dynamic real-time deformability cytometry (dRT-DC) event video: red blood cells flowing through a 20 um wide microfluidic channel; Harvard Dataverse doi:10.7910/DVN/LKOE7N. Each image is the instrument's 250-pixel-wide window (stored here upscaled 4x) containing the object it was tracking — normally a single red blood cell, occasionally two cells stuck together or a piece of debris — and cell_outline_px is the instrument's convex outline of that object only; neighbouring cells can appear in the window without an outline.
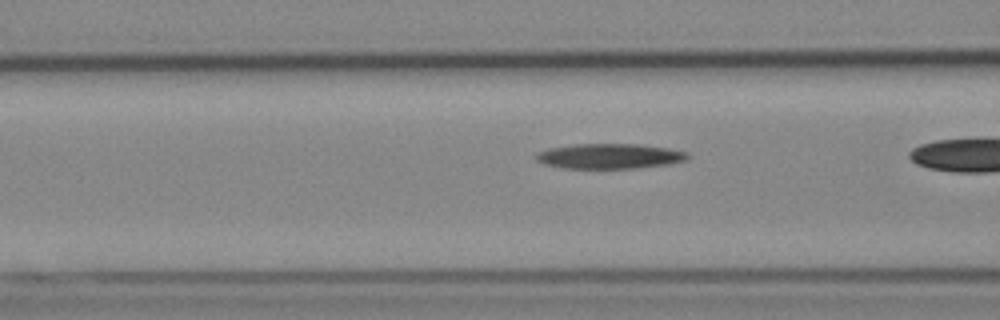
{"species": "Egyptian fruit bat (a non-hibernating species)", "species_latin": "Rousettus aegyptiacus", "temperature_condition": "cold", "stored_images_in_passage": 33, "camera_frame_rate_fps": 3000, "um_per_image_px": 0.085, "animal": {"sex": "female"}, "frame": {"image": 1, "passage_image": 13, "time_ms": 4.0, "image_size_px": [1000, 320], "cell_outline_px": [[692, 156], [688, 160], [668, 164], [636, 168], [564, 168], [544, 164], [536, 160], [536, 152], [548, 148], [572, 144], [636, 144], [668, 148], [688, 152]], "centroid_in_image_um": [51.83, 13.27], "position_along_channel_um": 114.8, "area_um2": 22.31}}
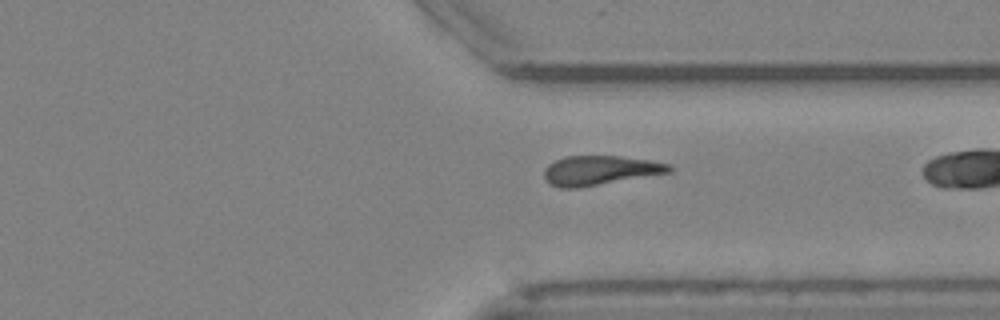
{"frame": {"image": 2, "passage_image": 32, "time_ms": 10.333, "image_size_px": [1000, 320], "cell_outline_px": [[672, 172], [580, 188], [560, 188], [552, 184], [544, 176], [544, 168], [548, 164], [564, 156], [620, 156], [652, 160], [672, 164]], "centroid_in_image_um": [51.04, 14.48], "position_along_channel_um": 360.4, "area_um2": 21.62}}